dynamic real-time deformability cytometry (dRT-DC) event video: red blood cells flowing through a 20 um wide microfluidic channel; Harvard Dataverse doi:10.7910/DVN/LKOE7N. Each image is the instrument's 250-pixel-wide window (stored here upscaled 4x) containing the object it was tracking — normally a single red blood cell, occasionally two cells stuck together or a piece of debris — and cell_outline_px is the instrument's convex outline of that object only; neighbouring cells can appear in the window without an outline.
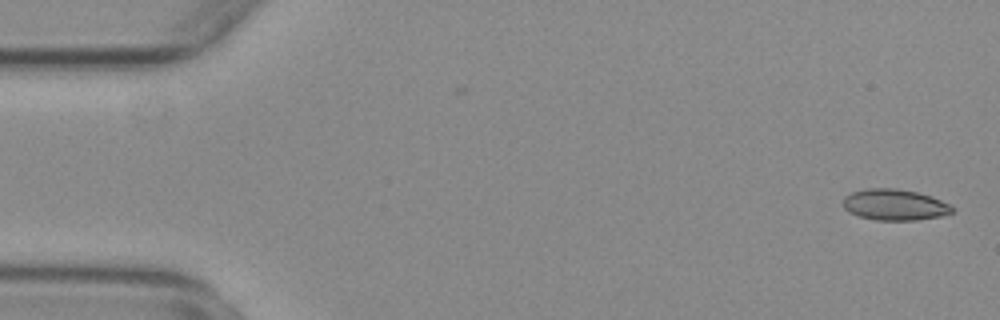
{"species": "common noctule bat (a hibernating species)", "species_latin": "Nyctalus noctula", "temperature_condition": "warm", "stored_images_in_passage": 54, "camera_frame_rate_fps": 3000, "um_per_image_px": 0.085, "animal": {"sex": "female", "body_mass_g": 29.2, "forearm_length_mm": 56.3}, "frame": {"image": 1, "passage_image": 1, "time_ms": 0.0, "image_size_px": [1000, 320], "cell_outline_px": [[952, 212], [940, 216], [916, 220], [876, 220], [860, 216], [848, 212], [844, 208], [844, 196], [852, 192], [864, 188], [896, 188], [916, 192], [932, 196], [948, 204], [952, 208]], "centroid_in_image_um": [76.01, 17.39], "position_along_channel_um": 9.0, "area_um2": 19.65}}
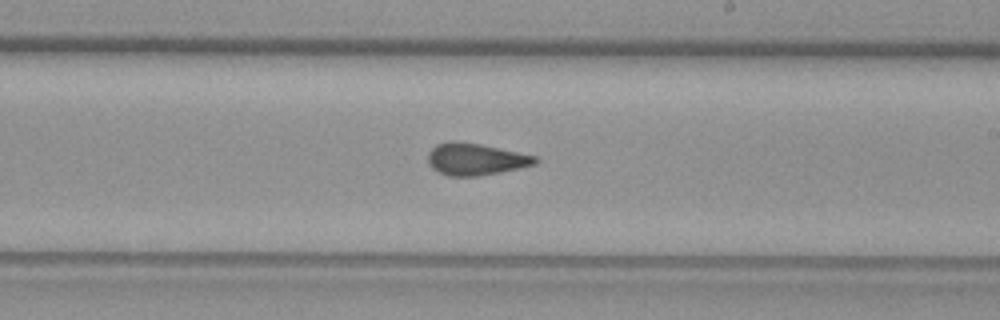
{"frame": {"image": 2, "passage_image": 31, "time_ms": 10.0, "image_size_px": [1000, 320], "cell_outline_px": [[540, 160], [536, 164], [520, 168], [500, 172], [476, 176], [448, 176], [432, 168], [428, 164], [428, 152], [436, 144], [448, 140], [456, 140], [480, 144], [536, 156]], "centroid_in_image_um": [40.4, 13.52], "position_along_channel_um": 248.6, "area_um2": 20.06}}
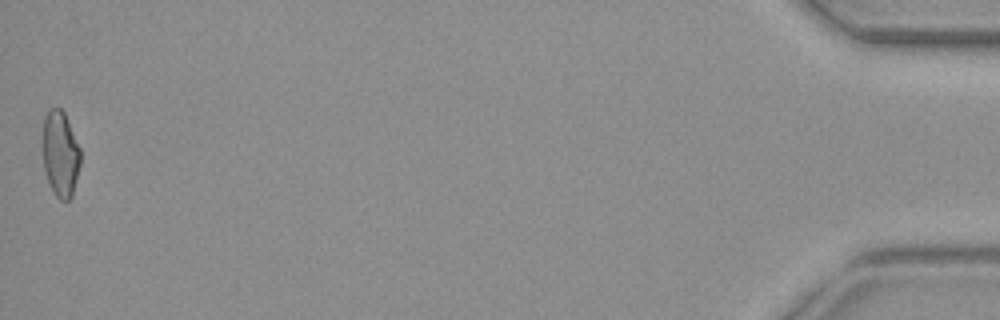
{"frame": {"image": 3, "passage_image": 54, "time_ms": 17.667, "image_size_px": [1000, 320], "cell_outline_px": [[80, 164], [72, 196], [68, 200], [60, 200], [52, 192], [44, 168], [40, 144], [40, 140], [44, 116], [48, 108], [60, 108], [64, 112], [80, 148]], "centroid_in_image_um": [5.08, 13.04], "position_along_channel_um": 430.1, "area_um2": 19.42}, "authors_computed_cell_mechanics": {"area_um2": 19.7676, "velocity_mm_per_s": 3.7464, "shape_relaxation_time_tau1_ms": null, "shape_relaxation_time_tau2_ms": 1.7983, "deformation_change_tau1": null, "deformation_change_tau2": 0.0702}}